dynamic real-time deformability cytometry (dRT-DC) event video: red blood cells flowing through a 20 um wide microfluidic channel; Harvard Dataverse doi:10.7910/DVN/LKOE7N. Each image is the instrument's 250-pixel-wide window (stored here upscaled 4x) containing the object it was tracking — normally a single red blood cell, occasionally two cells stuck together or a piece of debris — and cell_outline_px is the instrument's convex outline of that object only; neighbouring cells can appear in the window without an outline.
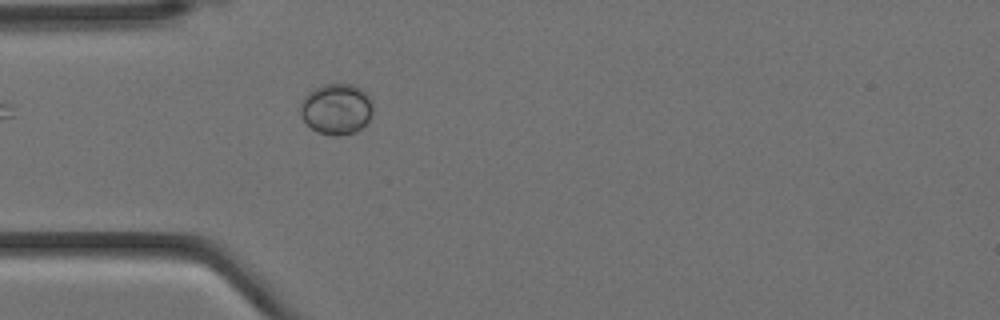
{"species": "Egyptian fruit bat (a non-hibernating species)", "species_latin": "Rousettus aegyptiacus", "temperature_condition": "cold", "stored_images_in_passage": 3, "camera_frame_rate_fps": 3000, "um_per_image_px": 0.085, "animal": {"sex": "female"}, "frame": {"image": 1, "passage_image": 3, "time_ms": 0.667, "image_size_px": [1000, 320], "cell_outline_px": [[372, 112], [368, 120], [356, 132], [340, 136], [332, 136], [316, 132], [300, 116], [300, 104], [304, 96], [308, 92], [324, 84], [352, 84], [360, 88], [372, 100]], "centroid_in_image_um": [28.57, 9.27], "position_along_channel_um": 56.4, "area_um2": 21.56}}